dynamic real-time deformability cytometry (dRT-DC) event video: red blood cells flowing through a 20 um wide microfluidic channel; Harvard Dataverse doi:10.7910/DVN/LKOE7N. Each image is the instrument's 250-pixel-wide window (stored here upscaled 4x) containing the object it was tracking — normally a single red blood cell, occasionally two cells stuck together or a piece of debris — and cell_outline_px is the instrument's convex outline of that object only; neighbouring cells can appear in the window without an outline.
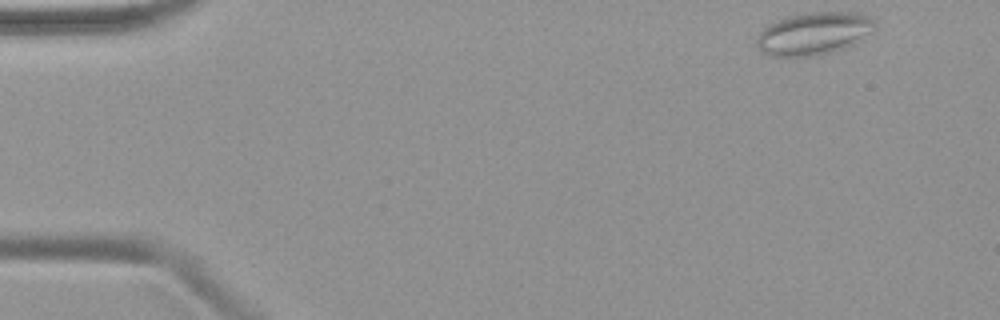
{"species": "common noctule bat (a hibernating species)", "species_latin": "Nyctalus noctula", "temperature_condition": "warm", "stored_images_in_passage": 46, "camera_frame_rate_fps": 3000, "um_per_image_px": 0.085, "animal": {"sex": "female", "body_mass_g": 19.9}, "frame": {"image": 1, "passage_image": 1, "time_ms": 0.0, "image_size_px": [1000, 320], "cell_outline_px": [[876, 24], [872, 32], [856, 44], [844, 48], [812, 56], [772, 56], [764, 52], [756, 44], [756, 40], [760, 32], [764, 28], [776, 20], [788, 16], [812, 12], [852, 12], [872, 16], [876, 20]], "centroid_in_image_um": [69.23, 2.83], "position_along_channel_um": 15.8, "area_um2": 29.3}}
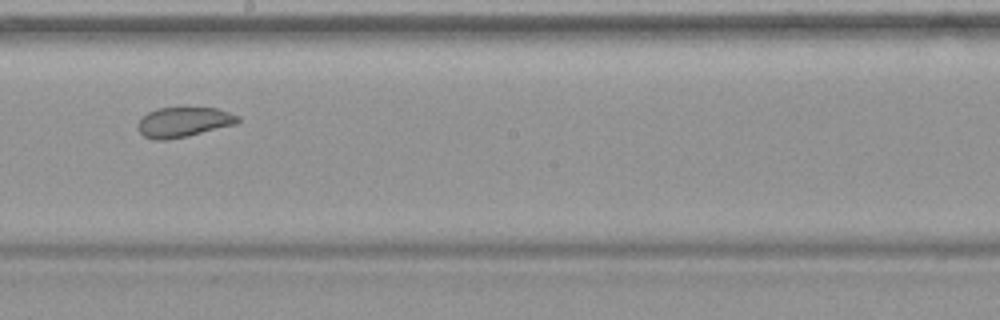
{"frame": {"image": 2, "passage_image": 25, "time_ms": 8.0, "image_size_px": [1000, 320], "cell_outline_px": [[240, 120], [236, 124], [188, 136], [168, 140], [152, 140], [144, 136], [140, 132], [136, 124], [148, 112], [156, 108], [216, 108], [240, 116]], "centroid_in_image_um": [15.59, 10.39], "position_along_channel_um": 232.6, "area_um2": 17.46}}
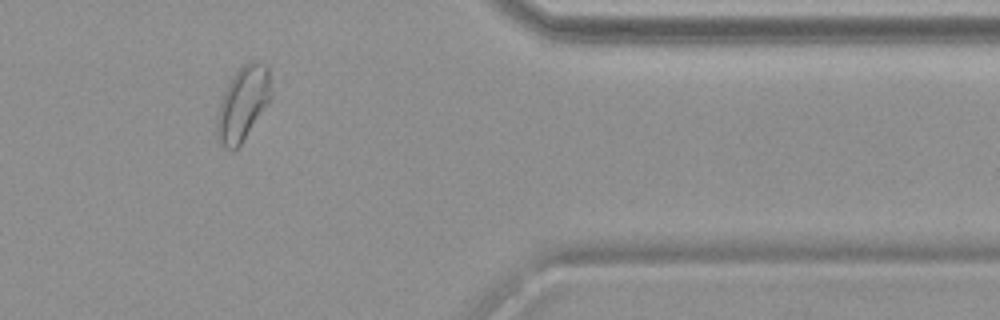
{"frame": {"image": 3, "passage_image": 38, "time_ms": 12.333, "image_size_px": [1000, 320], "cell_outline_px": [[272, 96], [268, 104], [240, 144], [232, 152], [224, 148], [216, 140], [216, 120], [220, 104], [224, 92], [232, 76], [248, 60], [252, 60], [268, 64], [272, 92]], "centroid_in_image_um": [20.65, 8.79], "position_along_channel_um": 390.8, "area_um2": 23.58}}